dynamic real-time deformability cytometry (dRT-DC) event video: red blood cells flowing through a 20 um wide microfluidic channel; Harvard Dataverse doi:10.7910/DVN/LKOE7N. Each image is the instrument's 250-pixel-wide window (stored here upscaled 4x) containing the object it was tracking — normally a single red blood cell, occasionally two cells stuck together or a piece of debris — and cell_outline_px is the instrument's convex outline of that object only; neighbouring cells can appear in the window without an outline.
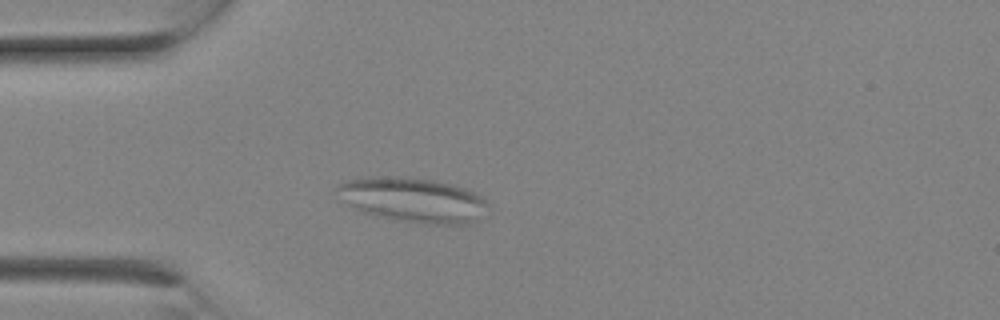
{"species": "Egyptian fruit bat (a non-hibernating species)", "species_latin": "Rousettus aegyptiacus", "temperature_condition": "room temperature", "stored_images_in_passage": 2, "camera_frame_rate_fps": 3000, "um_per_image_px": 0.085, "animal": {"sex": "female"}, "frame": {"image": 1, "passage_image": 2, "time_ms": 0.333, "image_size_px": [1000, 320], "cell_outline_px": [[488, 204], [476, 220], [468, 224], [428, 224], [392, 220], [360, 212], [336, 200], [336, 188], [340, 184], [348, 180], [360, 176], [380, 176], [432, 180], [452, 184], [476, 192]], "centroid_in_image_um": [34.98, 17.0], "position_along_channel_um": 50.0, "area_um2": 39.65}}